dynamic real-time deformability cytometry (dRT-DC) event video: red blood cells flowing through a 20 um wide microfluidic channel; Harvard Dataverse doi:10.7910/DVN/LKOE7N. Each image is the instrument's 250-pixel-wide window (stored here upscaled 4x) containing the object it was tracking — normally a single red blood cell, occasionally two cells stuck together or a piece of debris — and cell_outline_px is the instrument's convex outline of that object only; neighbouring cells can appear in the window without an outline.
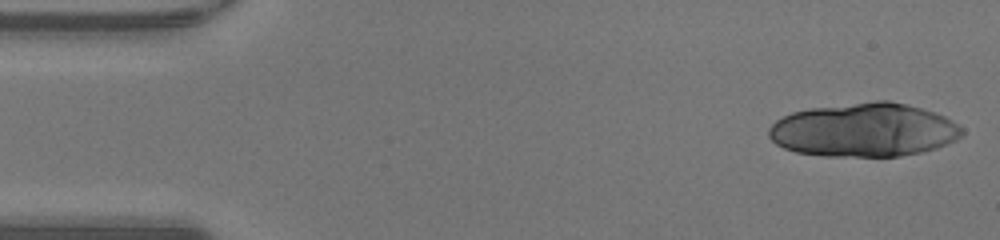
{"species": "human", "species_latin": "Homo sapiens", "temperature_condition": "warm", "stored_images_in_passage": 6, "camera_frame_rate_fps": 3000, "um_per_image_px": 0.085, "donor": {"sex": "male"}, "frame": {"image": 1, "passage_image": 1, "time_ms": 0.0, "image_size_px": [1000, 240], "cell_outline_px": [[964, 136], [956, 140], [936, 148], [920, 152], [900, 156], [824, 156], [796, 152], [784, 148], [776, 144], [768, 136], [768, 128], [776, 120], [792, 112], [812, 108], [876, 100], [888, 100], [920, 108], [944, 116], [952, 120], [964, 128]], "centroid_in_image_um": [73.45, 11.05], "position_along_channel_um": 11.6, "area_um2": 60.46}}